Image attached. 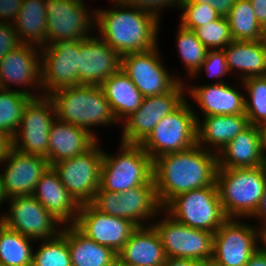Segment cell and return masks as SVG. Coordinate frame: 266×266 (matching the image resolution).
I'll list each match as a JSON object with an SVG mask.
<instances>
[{"label":"cell","instance_id":"obj_1","mask_svg":"<svg viewBox=\"0 0 266 266\" xmlns=\"http://www.w3.org/2000/svg\"><path fill=\"white\" fill-rule=\"evenodd\" d=\"M217 168V154L197 144L154 159L153 179L162 208L182 193L213 185Z\"/></svg>","mask_w":266,"mask_h":266},{"label":"cell","instance_id":"obj_2","mask_svg":"<svg viewBox=\"0 0 266 266\" xmlns=\"http://www.w3.org/2000/svg\"><path fill=\"white\" fill-rule=\"evenodd\" d=\"M113 3L114 9H95L99 37L120 56L154 49L160 19L151 12L127 5L123 0H113Z\"/></svg>","mask_w":266,"mask_h":266},{"label":"cell","instance_id":"obj_3","mask_svg":"<svg viewBox=\"0 0 266 266\" xmlns=\"http://www.w3.org/2000/svg\"><path fill=\"white\" fill-rule=\"evenodd\" d=\"M48 97L53 102L56 119L86 129L97 140L99 138L91 127L118 123L100 86L66 87L52 92Z\"/></svg>","mask_w":266,"mask_h":266},{"label":"cell","instance_id":"obj_4","mask_svg":"<svg viewBox=\"0 0 266 266\" xmlns=\"http://www.w3.org/2000/svg\"><path fill=\"white\" fill-rule=\"evenodd\" d=\"M216 185L227 218H251L266 188V164L252 168H217Z\"/></svg>","mask_w":266,"mask_h":266},{"label":"cell","instance_id":"obj_5","mask_svg":"<svg viewBox=\"0 0 266 266\" xmlns=\"http://www.w3.org/2000/svg\"><path fill=\"white\" fill-rule=\"evenodd\" d=\"M118 155L103 151L100 168L102 190L123 193L153 178V160L139 144L120 143Z\"/></svg>","mask_w":266,"mask_h":266},{"label":"cell","instance_id":"obj_6","mask_svg":"<svg viewBox=\"0 0 266 266\" xmlns=\"http://www.w3.org/2000/svg\"><path fill=\"white\" fill-rule=\"evenodd\" d=\"M185 100L171 114L163 117L139 144L152 158L188 150L197 144V117Z\"/></svg>","mask_w":266,"mask_h":266},{"label":"cell","instance_id":"obj_7","mask_svg":"<svg viewBox=\"0 0 266 266\" xmlns=\"http://www.w3.org/2000/svg\"><path fill=\"white\" fill-rule=\"evenodd\" d=\"M163 210L174 220L194 229L215 233L228 219L216 182L174 197Z\"/></svg>","mask_w":266,"mask_h":266},{"label":"cell","instance_id":"obj_8","mask_svg":"<svg viewBox=\"0 0 266 266\" xmlns=\"http://www.w3.org/2000/svg\"><path fill=\"white\" fill-rule=\"evenodd\" d=\"M89 204L98 212L128 219L137 227L147 226L144 221L155 219L154 216H159L163 210L153 178L148 183L123 193L110 192L99 187Z\"/></svg>","mask_w":266,"mask_h":266},{"label":"cell","instance_id":"obj_9","mask_svg":"<svg viewBox=\"0 0 266 266\" xmlns=\"http://www.w3.org/2000/svg\"><path fill=\"white\" fill-rule=\"evenodd\" d=\"M162 212L165 217L156 223L151 220L150 225L157 231L166 257L212 261L214 233L186 226Z\"/></svg>","mask_w":266,"mask_h":266},{"label":"cell","instance_id":"obj_10","mask_svg":"<svg viewBox=\"0 0 266 266\" xmlns=\"http://www.w3.org/2000/svg\"><path fill=\"white\" fill-rule=\"evenodd\" d=\"M98 142L82 155L59 161L52 166L79 205L89 204L99 189L103 149L98 146Z\"/></svg>","mask_w":266,"mask_h":266},{"label":"cell","instance_id":"obj_11","mask_svg":"<svg viewBox=\"0 0 266 266\" xmlns=\"http://www.w3.org/2000/svg\"><path fill=\"white\" fill-rule=\"evenodd\" d=\"M86 8L84 0H47V45L91 37L95 9Z\"/></svg>","mask_w":266,"mask_h":266},{"label":"cell","instance_id":"obj_12","mask_svg":"<svg viewBox=\"0 0 266 266\" xmlns=\"http://www.w3.org/2000/svg\"><path fill=\"white\" fill-rule=\"evenodd\" d=\"M55 119V108L48 96L32 98L12 138L13 148L24 154L43 156L48 161L49 131Z\"/></svg>","mask_w":266,"mask_h":266},{"label":"cell","instance_id":"obj_13","mask_svg":"<svg viewBox=\"0 0 266 266\" xmlns=\"http://www.w3.org/2000/svg\"><path fill=\"white\" fill-rule=\"evenodd\" d=\"M241 221L238 218H228L214 233L212 261L215 264L245 266L261 247V230Z\"/></svg>","mask_w":266,"mask_h":266},{"label":"cell","instance_id":"obj_14","mask_svg":"<svg viewBox=\"0 0 266 266\" xmlns=\"http://www.w3.org/2000/svg\"><path fill=\"white\" fill-rule=\"evenodd\" d=\"M7 201L9 213L0 216L6 227L35 241L51 239L62 232V223L32 195L11 197Z\"/></svg>","mask_w":266,"mask_h":266},{"label":"cell","instance_id":"obj_15","mask_svg":"<svg viewBox=\"0 0 266 266\" xmlns=\"http://www.w3.org/2000/svg\"><path fill=\"white\" fill-rule=\"evenodd\" d=\"M184 84L181 79L169 92L144 97L141 106L122 122L124 124L121 142L140 144L163 117L171 114L185 101Z\"/></svg>","mask_w":266,"mask_h":266},{"label":"cell","instance_id":"obj_16","mask_svg":"<svg viewBox=\"0 0 266 266\" xmlns=\"http://www.w3.org/2000/svg\"><path fill=\"white\" fill-rule=\"evenodd\" d=\"M157 46L146 52L121 56V70L130 78L143 97L171 91L180 79L168 73L160 60Z\"/></svg>","mask_w":266,"mask_h":266},{"label":"cell","instance_id":"obj_17","mask_svg":"<svg viewBox=\"0 0 266 266\" xmlns=\"http://www.w3.org/2000/svg\"><path fill=\"white\" fill-rule=\"evenodd\" d=\"M80 40L45 45L41 50L42 94L80 85L79 72Z\"/></svg>","mask_w":266,"mask_h":266},{"label":"cell","instance_id":"obj_18","mask_svg":"<svg viewBox=\"0 0 266 266\" xmlns=\"http://www.w3.org/2000/svg\"><path fill=\"white\" fill-rule=\"evenodd\" d=\"M96 243L108 246L118 253L137 226L130 220L98 212L90 204L79 207L74 224Z\"/></svg>","mask_w":266,"mask_h":266},{"label":"cell","instance_id":"obj_19","mask_svg":"<svg viewBox=\"0 0 266 266\" xmlns=\"http://www.w3.org/2000/svg\"><path fill=\"white\" fill-rule=\"evenodd\" d=\"M36 48L39 49V52ZM40 59V48L33 45L21 44L16 49L6 53L0 60V88L10 89V84H16L20 87L24 86L21 90L19 89L20 92L33 98L43 96L42 94L35 95L25 88L26 86H32L38 88V90L40 89V91L42 90Z\"/></svg>","mask_w":266,"mask_h":266},{"label":"cell","instance_id":"obj_20","mask_svg":"<svg viewBox=\"0 0 266 266\" xmlns=\"http://www.w3.org/2000/svg\"><path fill=\"white\" fill-rule=\"evenodd\" d=\"M4 162L6 166L4 172L0 170V176L7 199L33 195L40 177L50 167L45 157L24 154L14 148L10 150L0 164H4Z\"/></svg>","mask_w":266,"mask_h":266},{"label":"cell","instance_id":"obj_21","mask_svg":"<svg viewBox=\"0 0 266 266\" xmlns=\"http://www.w3.org/2000/svg\"><path fill=\"white\" fill-rule=\"evenodd\" d=\"M121 67V56L102 38L92 35L80 40L79 72L80 85L100 86Z\"/></svg>","mask_w":266,"mask_h":266},{"label":"cell","instance_id":"obj_22","mask_svg":"<svg viewBox=\"0 0 266 266\" xmlns=\"http://www.w3.org/2000/svg\"><path fill=\"white\" fill-rule=\"evenodd\" d=\"M261 128L250 124L218 154V168H252L266 164Z\"/></svg>","mask_w":266,"mask_h":266},{"label":"cell","instance_id":"obj_23","mask_svg":"<svg viewBox=\"0 0 266 266\" xmlns=\"http://www.w3.org/2000/svg\"><path fill=\"white\" fill-rule=\"evenodd\" d=\"M32 196L63 226L75 224L80 205L69 194L53 167L50 166L40 177Z\"/></svg>","mask_w":266,"mask_h":266},{"label":"cell","instance_id":"obj_24","mask_svg":"<svg viewBox=\"0 0 266 266\" xmlns=\"http://www.w3.org/2000/svg\"><path fill=\"white\" fill-rule=\"evenodd\" d=\"M166 258L160 237L149 223L137 227L117 253V262L123 266H159Z\"/></svg>","mask_w":266,"mask_h":266},{"label":"cell","instance_id":"obj_25","mask_svg":"<svg viewBox=\"0 0 266 266\" xmlns=\"http://www.w3.org/2000/svg\"><path fill=\"white\" fill-rule=\"evenodd\" d=\"M186 94L199 105L202 116L245 114V95L225 82L195 87L186 85Z\"/></svg>","mask_w":266,"mask_h":266},{"label":"cell","instance_id":"obj_26","mask_svg":"<svg viewBox=\"0 0 266 266\" xmlns=\"http://www.w3.org/2000/svg\"><path fill=\"white\" fill-rule=\"evenodd\" d=\"M97 141L86 129L55 119L49 131L48 162L52 167L59 161L82 155Z\"/></svg>","mask_w":266,"mask_h":266},{"label":"cell","instance_id":"obj_27","mask_svg":"<svg viewBox=\"0 0 266 266\" xmlns=\"http://www.w3.org/2000/svg\"><path fill=\"white\" fill-rule=\"evenodd\" d=\"M249 125L245 114L204 116L203 121L197 120V145L218 154Z\"/></svg>","mask_w":266,"mask_h":266},{"label":"cell","instance_id":"obj_28","mask_svg":"<svg viewBox=\"0 0 266 266\" xmlns=\"http://www.w3.org/2000/svg\"><path fill=\"white\" fill-rule=\"evenodd\" d=\"M68 239L72 266H113L117 253L83 234L74 224L62 227Z\"/></svg>","mask_w":266,"mask_h":266},{"label":"cell","instance_id":"obj_29","mask_svg":"<svg viewBox=\"0 0 266 266\" xmlns=\"http://www.w3.org/2000/svg\"><path fill=\"white\" fill-rule=\"evenodd\" d=\"M223 51L229 71L239 69L241 81L266 76V47L262 40H233Z\"/></svg>","mask_w":266,"mask_h":266},{"label":"cell","instance_id":"obj_30","mask_svg":"<svg viewBox=\"0 0 266 266\" xmlns=\"http://www.w3.org/2000/svg\"><path fill=\"white\" fill-rule=\"evenodd\" d=\"M118 123L123 122L140 106L143 96L121 68L100 85Z\"/></svg>","mask_w":266,"mask_h":266},{"label":"cell","instance_id":"obj_31","mask_svg":"<svg viewBox=\"0 0 266 266\" xmlns=\"http://www.w3.org/2000/svg\"><path fill=\"white\" fill-rule=\"evenodd\" d=\"M47 0H23L22 7L13 21L21 44L47 45Z\"/></svg>","mask_w":266,"mask_h":266},{"label":"cell","instance_id":"obj_32","mask_svg":"<svg viewBox=\"0 0 266 266\" xmlns=\"http://www.w3.org/2000/svg\"><path fill=\"white\" fill-rule=\"evenodd\" d=\"M32 241L0 222V262L5 266H32Z\"/></svg>","mask_w":266,"mask_h":266},{"label":"cell","instance_id":"obj_33","mask_svg":"<svg viewBox=\"0 0 266 266\" xmlns=\"http://www.w3.org/2000/svg\"><path fill=\"white\" fill-rule=\"evenodd\" d=\"M226 19L233 40H262L263 27L257 21L249 0H236Z\"/></svg>","mask_w":266,"mask_h":266},{"label":"cell","instance_id":"obj_34","mask_svg":"<svg viewBox=\"0 0 266 266\" xmlns=\"http://www.w3.org/2000/svg\"><path fill=\"white\" fill-rule=\"evenodd\" d=\"M32 98L19 90L0 88V130L13 138L19 128L25 106Z\"/></svg>","mask_w":266,"mask_h":266},{"label":"cell","instance_id":"obj_35","mask_svg":"<svg viewBox=\"0 0 266 266\" xmlns=\"http://www.w3.org/2000/svg\"><path fill=\"white\" fill-rule=\"evenodd\" d=\"M241 83L249 94L245 96V115L250 124L260 127L266 122V76L249 77Z\"/></svg>","mask_w":266,"mask_h":266},{"label":"cell","instance_id":"obj_36","mask_svg":"<svg viewBox=\"0 0 266 266\" xmlns=\"http://www.w3.org/2000/svg\"><path fill=\"white\" fill-rule=\"evenodd\" d=\"M41 241L42 246L33 252L32 266H72L68 239L62 232Z\"/></svg>","mask_w":266,"mask_h":266},{"label":"cell","instance_id":"obj_37","mask_svg":"<svg viewBox=\"0 0 266 266\" xmlns=\"http://www.w3.org/2000/svg\"><path fill=\"white\" fill-rule=\"evenodd\" d=\"M176 45L189 76H193L205 61L208 49L197 39L192 30L183 28L179 24Z\"/></svg>","mask_w":266,"mask_h":266},{"label":"cell","instance_id":"obj_38","mask_svg":"<svg viewBox=\"0 0 266 266\" xmlns=\"http://www.w3.org/2000/svg\"><path fill=\"white\" fill-rule=\"evenodd\" d=\"M197 39L208 50H223L233 41L226 17L203 24L193 30Z\"/></svg>","mask_w":266,"mask_h":266},{"label":"cell","instance_id":"obj_39","mask_svg":"<svg viewBox=\"0 0 266 266\" xmlns=\"http://www.w3.org/2000/svg\"><path fill=\"white\" fill-rule=\"evenodd\" d=\"M179 9L183 10L181 14L180 25L188 30H194L195 28L217 20L220 15L209 4L202 3H179Z\"/></svg>","mask_w":266,"mask_h":266},{"label":"cell","instance_id":"obj_40","mask_svg":"<svg viewBox=\"0 0 266 266\" xmlns=\"http://www.w3.org/2000/svg\"><path fill=\"white\" fill-rule=\"evenodd\" d=\"M205 70V71H204ZM206 72L207 76L218 78V83H223L222 78L224 75L230 73L227 62L226 56L223 50H208L206 54L205 61L202 63L201 67L198 71L192 76L196 78V75H199L200 72Z\"/></svg>","mask_w":266,"mask_h":266},{"label":"cell","instance_id":"obj_41","mask_svg":"<svg viewBox=\"0 0 266 266\" xmlns=\"http://www.w3.org/2000/svg\"><path fill=\"white\" fill-rule=\"evenodd\" d=\"M21 45L12 22H0V60L3 56Z\"/></svg>","mask_w":266,"mask_h":266},{"label":"cell","instance_id":"obj_42","mask_svg":"<svg viewBox=\"0 0 266 266\" xmlns=\"http://www.w3.org/2000/svg\"><path fill=\"white\" fill-rule=\"evenodd\" d=\"M127 5L145 10L156 15L160 19V10L166 7L179 8L180 0H123Z\"/></svg>","mask_w":266,"mask_h":266},{"label":"cell","instance_id":"obj_43","mask_svg":"<svg viewBox=\"0 0 266 266\" xmlns=\"http://www.w3.org/2000/svg\"><path fill=\"white\" fill-rule=\"evenodd\" d=\"M22 2L23 0H0V22H13L22 7Z\"/></svg>","mask_w":266,"mask_h":266},{"label":"cell","instance_id":"obj_44","mask_svg":"<svg viewBox=\"0 0 266 266\" xmlns=\"http://www.w3.org/2000/svg\"><path fill=\"white\" fill-rule=\"evenodd\" d=\"M236 0H180V3H202L211 5L221 17H226Z\"/></svg>","mask_w":266,"mask_h":266},{"label":"cell","instance_id":"obj_45","mask_svg":"<svg viewBox=\"0 0 266 266\" xmlns=\"http://www.w3.org/2000/svg\"><path fill=\"white\" fill-rule=\"evenodd\" d=\"M257 21L264 28L266 26V0H249Z\"/></svg>","mask_w":266,"mask_h":266},{"label":"cell","instance_id":"obj_46","mask_svg":"<svg viewBox=\"0 0 266 266\" xmlns=\"http://www.w3.org/2000/svg\"><path fill=\"white\" fill-rule=\"evenodd\" d=\"M13 148L12 137L0 130V161H2Z\"/></svg>","mask_w":266,"mask_h":266},{"label":"cell","instance_id":"obj_47","mask_svg":"<svg viewBox=\"0 0 266 266\" xmlns=\"http://www.w3.org/2000/svg\"><path fill=\"white\" fill-rule=\"evenodd\" d=\"M252 218H259V221H261V226H259V229L266 228V188L264 191L263 196L260 199V202L258 204L257 209L255 210V213L251 216Z\"/></svg>","mask_w":266,"mask_h":266},{"label":"cell","instance_id":"obj_48","mask_svg":"<svg viewBox=\"0 0 266 266\" xmlns=\"http://www.w3.org/2000/svg\"><path fill=\"white\" fill-rule=\"evenodd\" d=\"M162 266H200V262L193 259L167 257Z\"/></svg>","mask_w":266,"mask_h":266},{"label":"cell","instance_id":"obj_49","mask_svg":"<svg viewBox=\"0 0 266 266\" xmlns=\"http://www.w3.org/2000/svg\"><path fill=\"white\" fill-rule=\"evenodd\" d=\"M245 266H266V252L260 247Z\"/></svg>","mask_w":266,"mask_h":266},{"label":"cell","instance_id":"obj_50","mask_svg":"<svg viewBox=\"0 0 266 266\" xmlns=\"http://www.w3.org/2000/svg\"><path fill=\"white\" fill-rule=\"evenodd\" d=\"M261 248L266 252V228L261 229ZM264 246V247H263Z\"/></svg>","mask_w":266,"mask_h":266},{"label":"cell","instance_id":"obj_51","mask_svg":"<svg viewBox=\"0 0 266 266\" xmlns=\"http://www.w3.org/2000/svg\"><path fill=\"white\" fill-rule=\"evenodd\" d=\"M260 128H261L263 145L266 150V122L262 126H260Z\"/></svg>","mask_w":266,"mask_h":266},{"label":"cell","instance_id":"obj_52","mask_svg":"<svg viewBox=\"0 0 266 266\" xmlns=\"http://www.w3.org/2000/svg\"><path fill=\"white\" fill-rule=\"evenodd\" d=\"M3 200L6 202L7 198L4 194V190H3V186H2V179L0 176V206H1L2 202H4Z\"/></svg>","mask_w":266,"mask_h":266},{"label":"cell","instance_id":"obj_53","mask_svg":"<svg viewBox=\"0 0 266 266\" xmlns=\"http://www.w3.org/2000/svg\"><path fill=\"white\" fill-rule=\"evenodd\" d=\"M200 266H219L215 264L213 261H205V262H200Z\"/></svg>","mask_w":266,"mask_h":266},{"label":"cell","instance_id":"obj_54","mask_svg":"<svg viewBox=\"0 0 266 266\" xmlns=\"http://www.w3.org/2000/svg\"><path fill=\"white\" fill-rule=\"evenodd\" d=\"M262 41L266 47V26L263 28V37H262Z\"/></svg>","mask_w":266,"mask_h":266},{"label":"cell","instance_id":"obj_55","mask_svg":"<svg viewBox=\"0 0 266 266\" xmlns=\"http://www.w3.org/2000/svg\"><path fill=\"white\" fill-rule=\"evenodd\" d=\"M113 266H123V265H121L118 262H116Z\"/></svg>","mask_w":266,"mask_h":266}]
</instances>
